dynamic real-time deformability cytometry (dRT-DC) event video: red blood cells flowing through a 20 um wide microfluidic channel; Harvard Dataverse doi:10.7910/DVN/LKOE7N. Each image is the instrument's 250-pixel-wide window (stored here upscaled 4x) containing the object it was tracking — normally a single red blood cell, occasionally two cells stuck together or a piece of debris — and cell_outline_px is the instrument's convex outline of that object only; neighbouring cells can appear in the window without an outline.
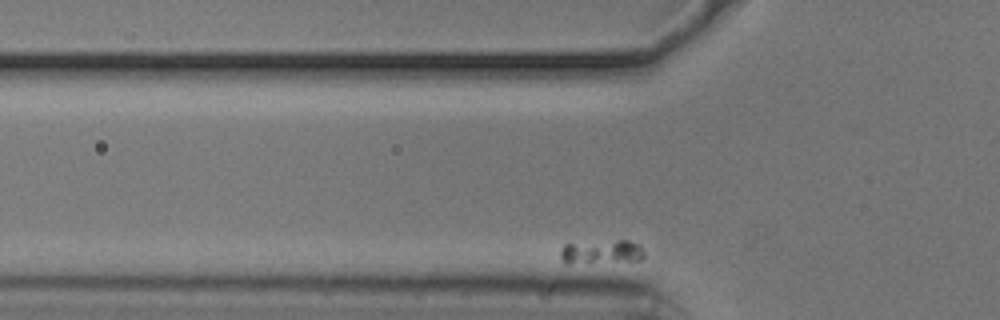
{"species": "common noctule bat (a hibernating species)", "species_latin": "Nyctalus noctula", "temperature_condition": "cold", "stored_images_in_passage": 34, "camera_frame_rate_fps": 3000, "um_per_image_px": 0.085, "animal": {"sex": "male", "body_mass_g": 20.5, "forearm_length_mm": 52.5}, "frame": {"image": 1, "passage_image": 3, "time_ms": 0.667, "image_size_px": [1000, 320], "cell_outline_px": [[644, 256], [640, 260], [568, 264], [560, 260], [560, 252], [564, 244], [616, 240], [628, 240], [640, 244], [644, 252]], "centroid_in_image_um": [51.12, 21.42], "position_along_channel_um": 74.7, "area_um2": 11.85}}
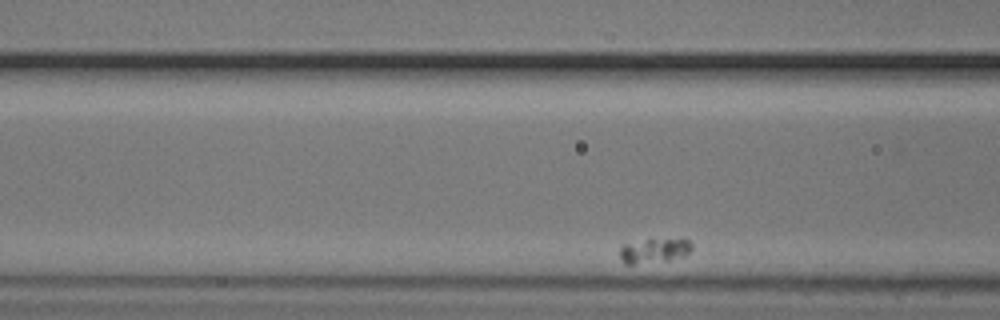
{"frame": {"image": 2, "passage_image": 7, "time_ms": 2.0, "image_size_px": [1000, 320], "cell_outline_px": [[692, 248], [684, 256], [668, 260], [632, 264], [624, 264], [620, 260], [620, 248], [624, 244], [644, 240], [684, 236], [692, 244]], "centroid_in_image_um": [55.65, 21.26], "position_along_channel_um": 110.9, "area_um2": 10.64}}
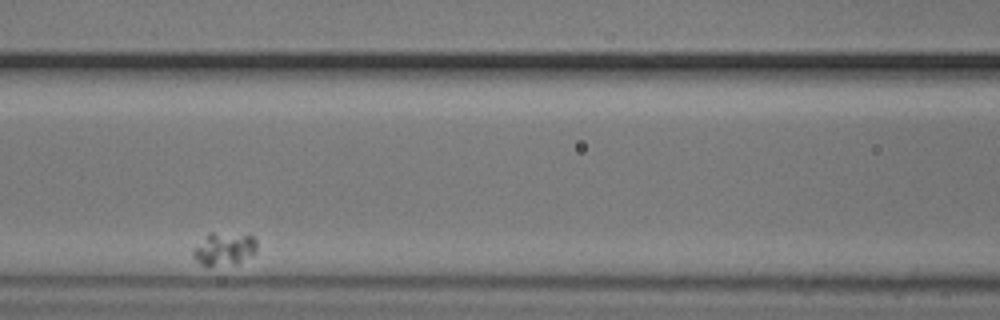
{"frame": {"image": 3, "passage_image": 11, "time_ms": 3.333, "image_size_px": [1000, 320], "cell_outline_px": [[256, 252], [236, 264], [200, 264], [192, 256], [192, 252], [208, 232], [212, 232], [252, 236], [256, 240]], "centroid_in_image_um": [19.05, 21.14], "position_along_channel_um": 147.5, "area_um2": 11.79}}